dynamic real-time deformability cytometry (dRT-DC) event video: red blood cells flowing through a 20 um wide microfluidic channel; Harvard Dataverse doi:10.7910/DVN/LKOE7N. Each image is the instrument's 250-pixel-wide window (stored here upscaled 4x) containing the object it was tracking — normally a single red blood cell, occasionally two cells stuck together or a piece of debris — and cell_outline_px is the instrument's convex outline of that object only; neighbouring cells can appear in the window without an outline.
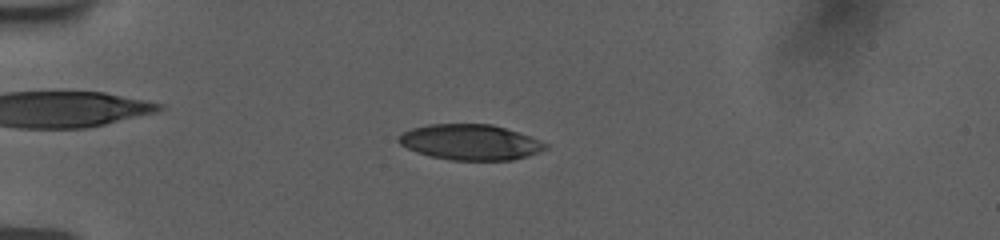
{"species": "human", "species_latin": "Homo sapiens", "temperature_condition": "room temperature", "stored_images_in_passage": 11, "camera_frame_rate_fps": 3000, "um_per_image_px": 0.085, "donor": {"sex": "female"}, "frame": {"image": 1, "passage_image": 8, "time_ms": 2.333, "image_size_px": [1000, 240], "cell_outline_px": [[548, 148], [540, 152], [528, 156], [512, 160], [452, 160], [428, 156], [416, 152], [400, 144], [396, 140], [396, 136], [412, 128], [428, 124], [492, 124], [532, 136], [548, 144]], "centroid_in_image_um": [39.98, 12.08], "position_along_channel_um": 45.0, "area_um2": 30.69}}
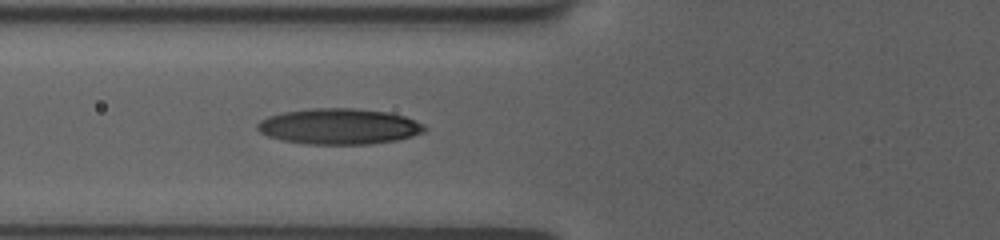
{"frame": {"image": 2, "passage_image": 11, "time_ms": 3.333, "image_size_px": [1000, 240], "cell_outline_px": [[428, 128], [424, 132], [412, 136], [396, 140], [368, 144], [304, 144], [284, 140], [268, 136], [260, 132], [256, 128], [256, 124], [260, 120], [268, 116], [284, 112], [308, 108], [356, 108], [388, 112], [404, 116], [424, 124]], "centroid_in_image_um": [28.82, 10.74], "position_along_channel_um": 97.0, "area_um2": 34.97}}